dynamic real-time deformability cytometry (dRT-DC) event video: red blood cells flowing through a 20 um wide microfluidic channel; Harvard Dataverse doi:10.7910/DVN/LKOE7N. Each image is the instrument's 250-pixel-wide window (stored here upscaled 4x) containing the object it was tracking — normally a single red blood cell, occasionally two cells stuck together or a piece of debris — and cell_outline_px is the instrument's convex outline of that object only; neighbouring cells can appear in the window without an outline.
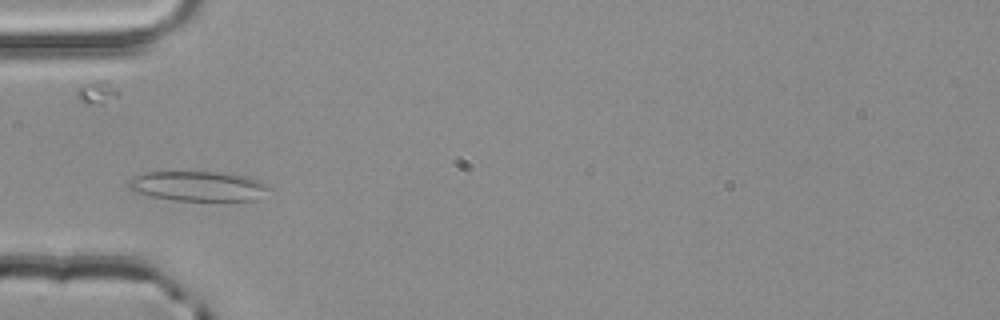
{"species": "common noctule bat (a hibernating species)", "species_latin": "Nyctalus noctula", "temperature_condition": "room temperature", "stored_images_in_passage": 2, "camera_frame_rate_fps": 3000, "um_per_image_px": 0.085, "animal": {"sex": "male", "body_mass_g": 20.4}, "frame": {"image": 1, "passage_image": 2, "time_ms": 0.333, "image_size_px": [1000, 320], "cell_outline_px": [[272, 188], [256, 200], [176, 200], [152, 196], [136, 192], [128, 188], [128, 180], [144, 172], [224, 172], [248, 176], [260, 180], [268, 184]], "centroid_in_image_um": [16.89, 15.81], "position_along_channel_um": 68.1, "area_um2": 24.51}}